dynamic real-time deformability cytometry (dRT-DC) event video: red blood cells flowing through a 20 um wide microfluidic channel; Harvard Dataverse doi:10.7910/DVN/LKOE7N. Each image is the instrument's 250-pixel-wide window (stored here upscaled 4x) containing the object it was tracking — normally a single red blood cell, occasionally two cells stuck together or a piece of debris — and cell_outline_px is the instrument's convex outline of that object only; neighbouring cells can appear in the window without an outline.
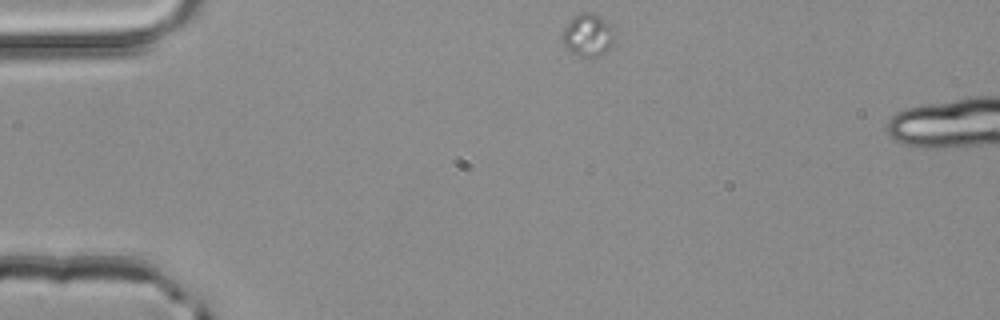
{"species": "common noctule bat (a hibernating species)", "species_latin": "Nyctalus noctula", "temperature_condition": "room temperature", "stored_images_in_passage": 5, "camera_frame_rate_fps": 3000, "um_per_image_px": 0.085, "animal": {"sex": "male", "body_mass_g": 20.4}, "frame": {"image": 1, "passage_image": 1, "time_ms": 0.0, "image_size_px": [1000, 320], "cell_outline_px": [[616, 36], [612, 44], [600, 56], [592, 60], [576, 56], [568, 52], [564, 48], [560, 40], [560, 36], [564, 28], [580, 12], [592, 12], [600, 16], [612, 24]], "centroid_in_image_um": [49.96, 3.04], "position_along_channel_um": 35.0, "area_um2": 13.7}}